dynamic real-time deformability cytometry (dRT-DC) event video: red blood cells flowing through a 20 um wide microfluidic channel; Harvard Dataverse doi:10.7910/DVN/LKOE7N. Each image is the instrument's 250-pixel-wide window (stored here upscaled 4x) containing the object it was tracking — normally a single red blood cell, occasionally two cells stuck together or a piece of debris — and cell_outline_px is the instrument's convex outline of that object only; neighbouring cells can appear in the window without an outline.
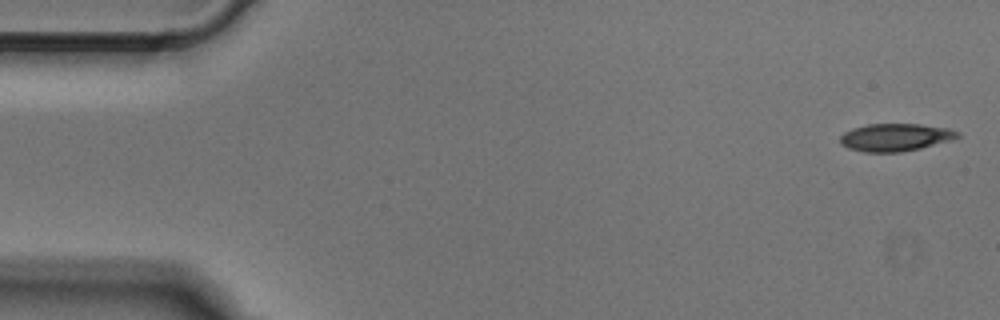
{"species": "Egyptian fruit bat (a non-hibernating species)", "species_latin": "Rousettus aegyptiacus", "temperature_condition": "cold", "stored_images_in_passage": 46, "camera_frame_rate_fps": 3000, "um_per_image_px": 0.085, "animal": {"sex": "male"}, "frame": {"image": 1, "passage_image": 1, "time_ms": 0.0, "image_size_px": [1000, 320], "cell_outline_px": [[960, 136], [948, 140], [920, 148], [900, 152], [864, 152], [848, 148], [840, 144], [840, 136], [844, 132], [852, 128], [868, 124], [920, 124], [948, 128], [960, 132]], "centroid_in_image_um": [76.06, 11.66], "position_along_channel_um": 8.9, "area_um2": 18.79}}
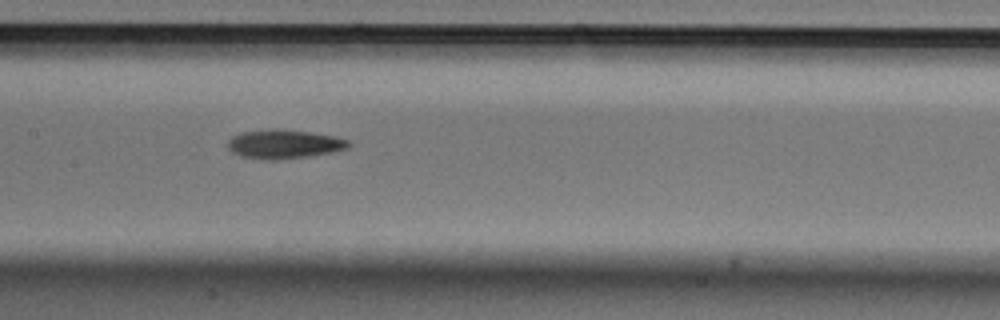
{"frame": {"image": 2, "passage_image": 23, "time_ms": 7.333, "image_size_px": [1000, 320], "cell_outline_px": [[352, 144], [348, 148], [332, 152], [308, 156], [276, 160], [260, 160], [240, 156], [232, 152], [228, 148], [228, 140], [232, 136], [244, 132], [276, 128], [312, 132], [336, 136], [348, 140]], "centroid_in_image_um": [24.15, 12.25], "position_along_channel_um": 183.2, "area_um2": 20.58}}
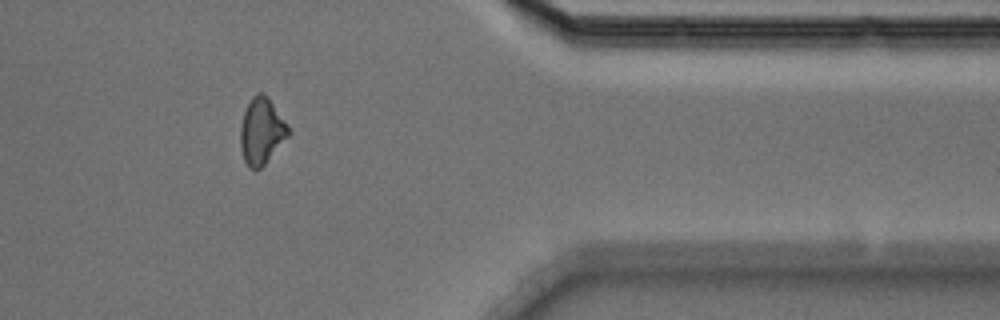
{"frame": {"image": 3, "passage_image": 40, "time_ms": 13.0, "image_size_px": [1000, 320], "cell_outline_px": [[292, 136], [256, 172], [248, 168], [244, 160], [240, 148], [240, 128], [244, 112], [252, 96], [256, 92], [264, 92], [268, 96], [288, 124], [292, 132]], "centroid_in_image_um": [22.27, 11.16], "position_along_channel_um": 389.1, "area_um2": 19.25}}